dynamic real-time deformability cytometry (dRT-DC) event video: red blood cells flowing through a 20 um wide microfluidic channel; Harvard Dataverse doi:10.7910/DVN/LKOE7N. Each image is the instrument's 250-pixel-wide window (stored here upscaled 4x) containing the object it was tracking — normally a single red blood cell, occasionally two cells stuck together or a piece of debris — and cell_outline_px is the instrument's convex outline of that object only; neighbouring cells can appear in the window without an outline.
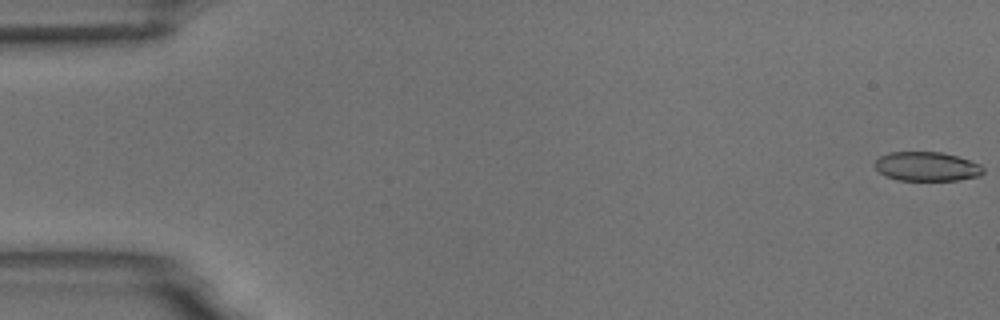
{"species": "common noctule bat (a hibernating species)", "species_latin": "Nyctalus noctula", "temperature_condition": "room temperature", "stored_images_in_passage": 6, "camera_frame_rate_fps": 3000, "um_per_image_px": 0.085, "animal": {"sex": "male", "body_mass_g": 18.8}, "frame": {"image": 1, "passage_image": 1, "time_ms": 0.0, "image_size_px": [1000, 320], "cell_outline_px": [[984, 172], [980, 176], [960, 180], [900, 180], [888, 176], [880, 172], [876, 168], [876, 160], [880, 156], [888, 152], [944, 152], [980, 164], [984, 168]], "centroid_in_image_um": [78.82, 14.15], "position_along_channel_um": 6.2, "area_um2": 18.32}}
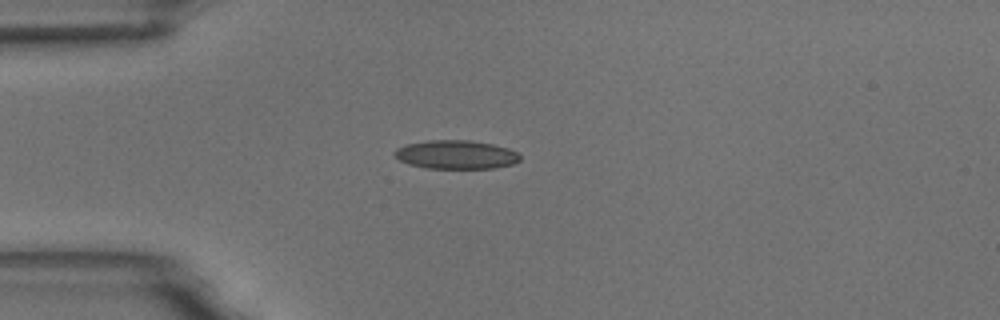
{"frame": {"image": 2, "passage_image": 5, "time_ms": 4.667, "image_size_px": [1000, 320], "cell_outline_px": [[520, 160], [512, 164], [496, 168], [424, 168], [408, 164], [400, 160], [392, 152], [396, 148], [408, 144], [428, 140], [468, 140], [492, 144], [508, 148], [516, 152], [520, 156]], "centroid_in_image_um": [38.75, 13.14], "position_along_channel_um": 46.3, "area_um2": 20.92}}